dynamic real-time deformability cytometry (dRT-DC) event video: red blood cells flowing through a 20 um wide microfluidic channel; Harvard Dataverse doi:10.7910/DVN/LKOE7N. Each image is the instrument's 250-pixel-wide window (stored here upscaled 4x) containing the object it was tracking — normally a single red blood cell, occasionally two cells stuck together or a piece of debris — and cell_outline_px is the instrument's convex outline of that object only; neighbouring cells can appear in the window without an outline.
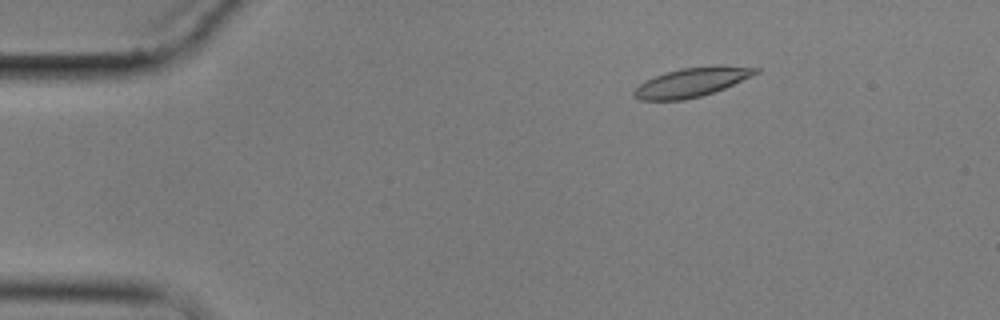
{"species": "common noctule bat (a hibernating species)", "species_latin": "Nyctalus noctula", "temperature_condition": "cold", "stored_images_in_passage": 15, "camera_frame_rate_fps": 3000, "um_per_image_px": 0.085, "animal": {"sex": "male", "body_mass_g": 17.9}, "frame": {"image": 1, "passage_image": 3, "time_ms": 2.667, "image_size_px": [1000, 320], "cell_outline_px": [[760, 72], [752, 76], [724, 88], [700, 96], [684, 100], [640, 100], [632, 96], [632, 92], [640, 84], [656, 76], [680, 68], [716, 64], [720, 64], [760, 68]], "centroid_in_image_um": [58.84, 6.97], "position_along_channel_um": 26.2, "area_um2": 20.69}}
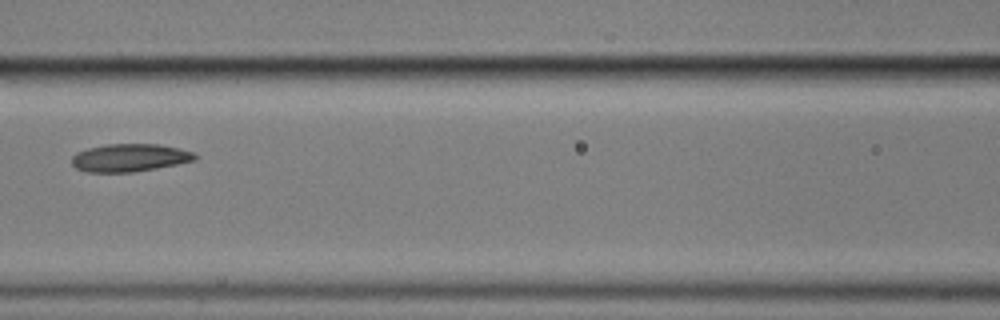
{"frame": {"image": 2, "passage_image": 7, "time_ms": 8.333, "image_size_px": [1000, 320], "cell_outline_px": [[200, 156], [196, 160], [156, 168], [132, 172], [88, 172], [76, 168], [72, 164], [72, 156], [76, 152], [88, 148], [108, 144], [160, 144], [180, 148], [192, 152]], "centroid_in_image_um": [11.04, 13.4], "position_along_channel_um": 155.6, "area_um2": 20.0}}
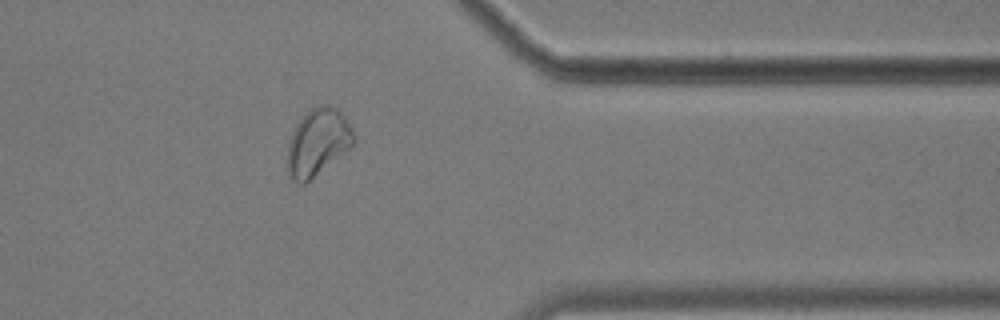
{"frame": {"image": 3, "passage_image": 13, "time_ms": 15.333, "image_size_px": [1000, 320], "cell_outline_px": [[356, 140], [348, 148], [308, 184], [300, 184], [292, 180], [288, 176], [284, 168], [288, 144], [292, 132], [296, 124], [304, 112], [316, 104], [328, 104], [336, 108], [344, 116], [352, 128], [356, 136]], "centroid_in_image_um": [26.95, 12.12], "position_along_channel_um": 384.5, "area_um2": 26.7}}